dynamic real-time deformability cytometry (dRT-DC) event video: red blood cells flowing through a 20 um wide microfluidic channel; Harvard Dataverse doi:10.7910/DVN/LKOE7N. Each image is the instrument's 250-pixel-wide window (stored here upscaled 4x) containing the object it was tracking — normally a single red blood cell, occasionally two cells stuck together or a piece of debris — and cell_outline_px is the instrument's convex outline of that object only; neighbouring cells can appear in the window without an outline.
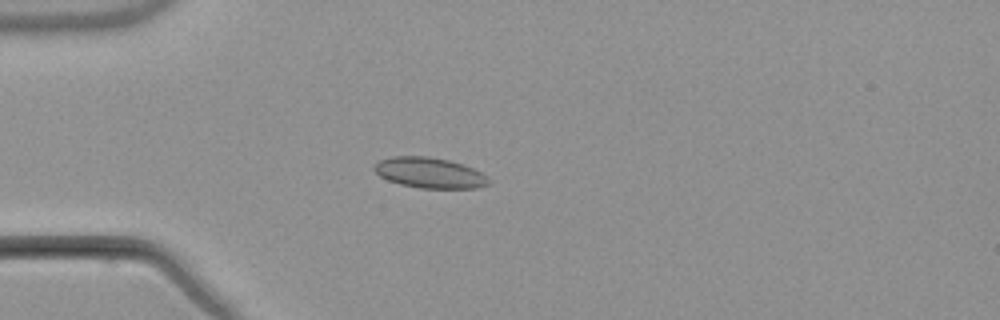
{"species": "common noctule bat (a hibernating species)", "species_latin": "Nyctalus noctula", "temperature_condition": "warm", "stored_images_in_passage": 4, "camera_frame_rate_fps": 3000, "um_per_image_px": 0.085, "animal": {"sex": "male", "body_mass_g": 21.5, "forearm_length_mm": 52.0}, "frame": {"image": 1, "passage_image": 4, "time_ms": 3.667, "image_size_px": [1000, 320], "cell_outline_px": [[488, 184], [476, 188], [420, 188], [400, 184], [388, 180], [380, 176], [372, 168], [372, 164], [380, 160], [392, 156], [428, 156], [448, 160], [464, 164], [488, 176]], "centroid_in_image_um": [36.48, 14.68], "position_along_channel_um": 48.5, "area_um2": 20.4}}